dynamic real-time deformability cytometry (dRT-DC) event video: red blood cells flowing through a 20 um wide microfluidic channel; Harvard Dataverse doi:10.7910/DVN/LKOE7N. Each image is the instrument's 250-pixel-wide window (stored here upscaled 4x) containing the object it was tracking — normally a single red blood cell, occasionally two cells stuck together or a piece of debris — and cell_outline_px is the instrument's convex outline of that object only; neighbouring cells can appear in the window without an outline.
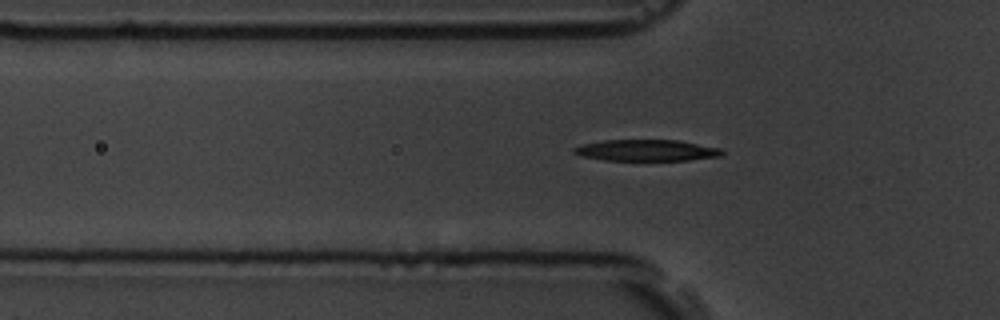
{"species": "common noctule bat (a hibernating species)", "species_latin": "Nyctalus noctula", "temperature_condition": "room temperature", "stored_images_in_passage": 52, "camera_frame_rate_fps": 3000, "um_per_image_px": 0.085, "animal": {"sex": "male", "body_mass_g": 19.5, "forearm_length_mm": 54.6}, "frame": {"image": 1, "passage_image": 18, "time_ms": 5.667, "image_size_px": [1000, 320], "cell_outline_px": [[724, 152], [720, 156], [688, 160], [604, 160], [580, 156], [572, 152], [572, 148], [584, 144], [604, 140], [676, 140], [720, 148]], "centroid_in_image_um": [54.91, 12.78], "position_along_channel_um": 70.9, "area_um2": 18.26}}
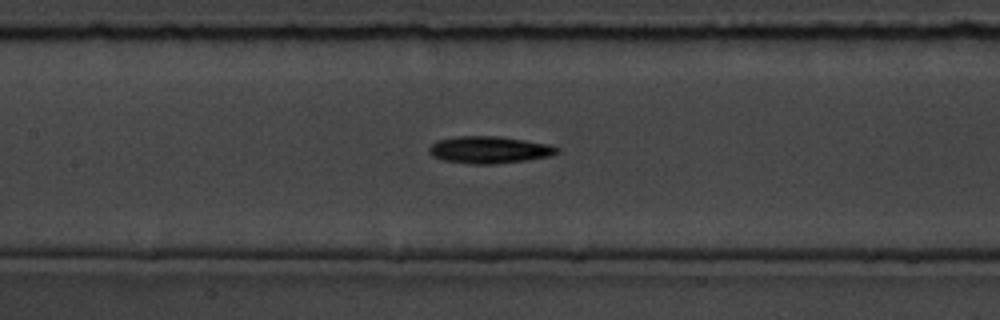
{"frame": {"image": 2, "passage_image": 26, "time_ms": 8.333, "image_size_px": [1000, 320], "cell_outline_px": [[560, 152], [548, 156], [524, 160], [492, 164], [472, 164], [444, 160], [432, 156], [428, 152], [428, 148], [436, 140], [456, 136], [500, 136], [552, 144], [560, 148]], "centroid_in_image_um": [41.59, 12.72], "position_along_channel_um": 165.8, "area_um2": 20.29}}
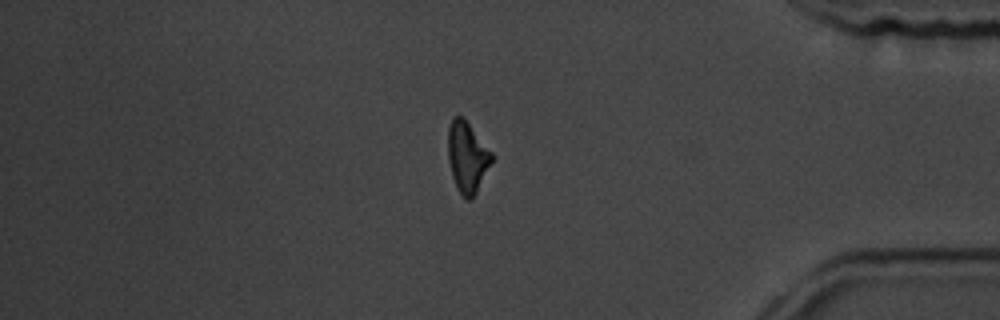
{"frame": {"image": 3, "passage_image": 48, "time_ms": 15.667, "image_size_px": [1000, 320], "cell_outline_px": [[492, 160], [472, 200], [468, 200], [456, 188], [452, 176], [448, 160], [448, 128], [452, 116], [464, 116], [492, 152]], "centroid_in_image_um": [39.69, 13.3], "position_along_channel_um": 395.5, "area_um2": 18.03}}